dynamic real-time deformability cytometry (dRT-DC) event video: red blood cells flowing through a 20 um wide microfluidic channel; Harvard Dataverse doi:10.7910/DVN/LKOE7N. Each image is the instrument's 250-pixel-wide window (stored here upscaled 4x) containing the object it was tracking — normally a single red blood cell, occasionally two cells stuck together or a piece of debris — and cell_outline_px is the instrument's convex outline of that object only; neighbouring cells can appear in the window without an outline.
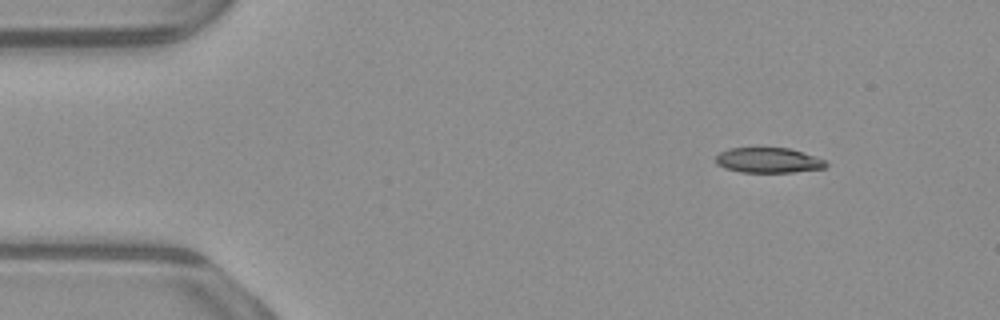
{"species": "common noctule bat (a hibernating species)", "species_latin": "Nyctalus noctula", "temperature_condition": "warm", "stored_images_in_passage": 34, "camera_frame_rate_fps": 3000, "um_per_image_px": 0.085, "animal": {"sex": "male", "body_mass_g": 23.1, "forearm_length_mm": 52.7}, "frame": {"image": 1, "passage_image": 1, "time_ms": 0.0, "image_size_px": [1000, 320], "cell_outline_px": [[828, 164], [824, 168], [792, 172], [740, 172], [724, 168], [716, 164], [716, 156], [720, 152], [728, 148], [788, 148], [804, 152], [824, 160]], "centroid_in_image_um": [65.28, 13.62], "position_along_channel_um": 19.7, "area_um2": 16.13}}
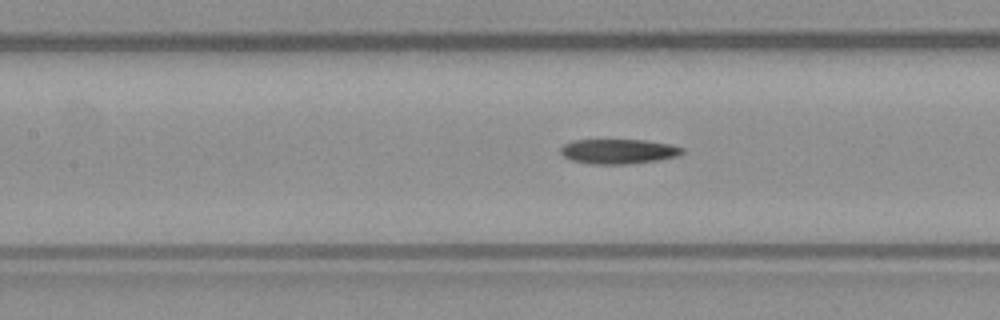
{"frame": {"image": 2, "passage_image": 18, "time_ms": 5.667, "image_size_px": [1000, 320], "cell_outline_px": [[684, 152], [680, 156], [656, 160], [628, 164], [592, 164], [572, 160], [564, 156], [560, 152], [560, 148], [564, 144], [572, 140], [644, 140], [672, 144], [684, 148]], "centroid_in_image_um": [52.6, 12.86], "position_along_channel_um": 154.8, "area_um2": 17.63}}
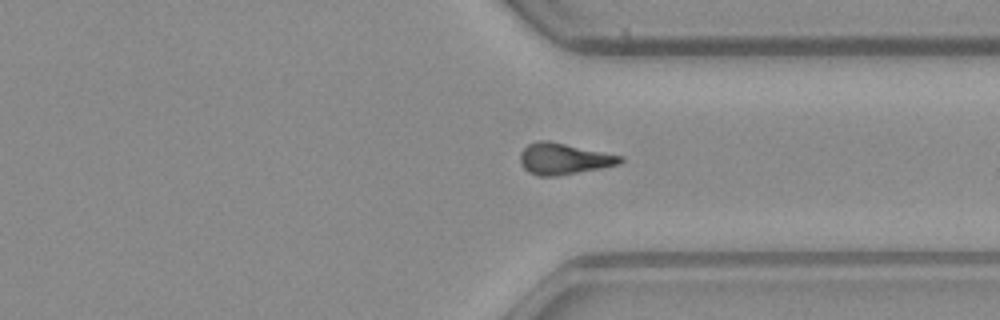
{"frame": {"image": 3, "passage_image": 34, "time_ms": 11.0, "image_size_px": [1000, 320], "cell_outline_px": [[624, 160], [620, 164], [600, 168], [556, 176], [536, 176], [528, 172], [520, 164], [520, 152], [528, 144], [540, 140], [548, 140], [624, 156]], "centroid_in_image_um": [47.91, 13.49], "position_along_channel_um": 363.5, "area_um2": 18.32}}